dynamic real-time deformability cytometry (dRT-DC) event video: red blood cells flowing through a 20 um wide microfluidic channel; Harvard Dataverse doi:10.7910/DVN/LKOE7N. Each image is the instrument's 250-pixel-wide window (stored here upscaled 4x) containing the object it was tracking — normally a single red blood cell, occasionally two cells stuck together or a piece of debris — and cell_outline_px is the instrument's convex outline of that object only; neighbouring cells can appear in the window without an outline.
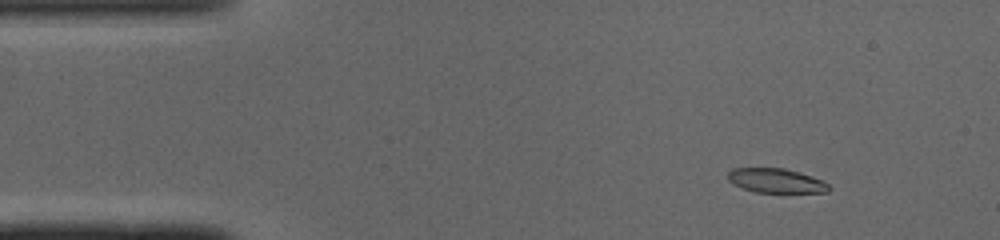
{"species": "common noctule bat (a hibernating species)", "species_latin": "Nyctalus noctula", "temperature_condition": "cold", "stored_images_in_passage": 49, "camera_frame_rate_fps": 3000, "um_per_image_px": 0.085, "animal": {"sex": "male", "body_mass_g": 19.0, "forearm_length_mm": 50.8}, "frame": {"image": 1, "passage_image": 6, "time_ms": 1.667, "image_size_px": [1000, 240], "cell_outline_px": [[832, 188], [828, 192], [756, 192], [744, 188], [728, 180], [728, 172], [732, 168], [784, 168], [800, 172], [824, 180]], "centroid_in_image_um": [66.02, 15.35], "position_along_channel_um": 19.0, "area_um2": 14.28}}
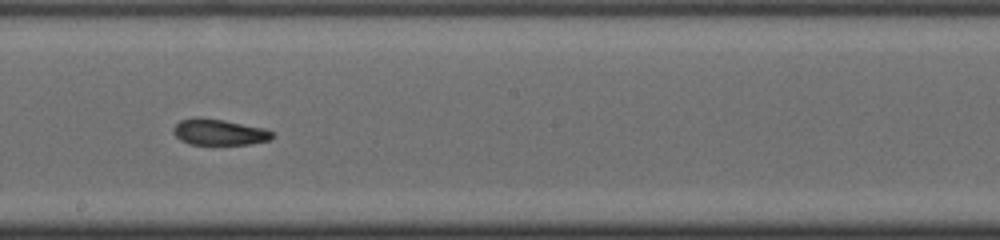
{"frame": {"image": 2, "passage_image": 27, "time_ms": 8.667, "image_size_px": [1000, 240], "cell_outline_px": [[276, 136], [272, 140], [248, 144], [192, 144], [180, 140], [172, 132], [172, 128], [180, 120], [196, 116], [200, 116], [224, 120], [264, 128], [272, 132]], "centroid_in_image_um": [18.62, 11.21], "position_along_channel_um": 229.6, "area_um2": 15.2}}
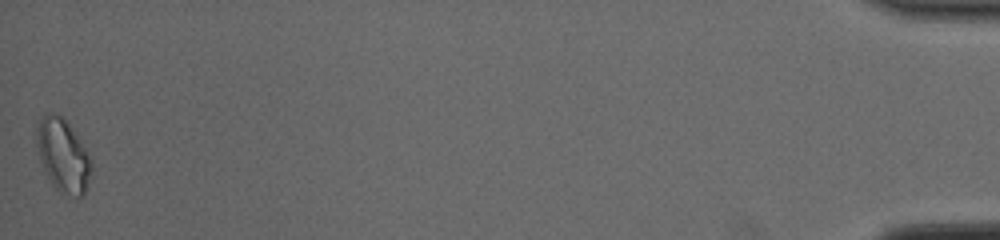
{"frame": {"image": 3, "passage_image": 49, "time_ms": 16.0, "image_size_px": [1000, 240], "cell_outline_px": [[92, 176], [84, 196], [80, 196], [60, 192], [52, 184], [40, 160], [36, 144], [36, 128], [44, 112], [56, 112], [68, 124], [76, 136], [88, 156], [92, 164]], "centroid_in_image_um": [5.34, 13.21], "position_along_channel_um": 429.9, "area_um2": 22.95}, "authors_computed_cell_mechanics": {"area_um2": 15.606, "velocity_mm_per_s": 4.104, "shape_relaxation_time_tau1_ms": null, "shape_relaxation_time_tau2_ms": 3.3799, "deformation_change_tau1": null, "deformation_change_tau2": 0.0992}}